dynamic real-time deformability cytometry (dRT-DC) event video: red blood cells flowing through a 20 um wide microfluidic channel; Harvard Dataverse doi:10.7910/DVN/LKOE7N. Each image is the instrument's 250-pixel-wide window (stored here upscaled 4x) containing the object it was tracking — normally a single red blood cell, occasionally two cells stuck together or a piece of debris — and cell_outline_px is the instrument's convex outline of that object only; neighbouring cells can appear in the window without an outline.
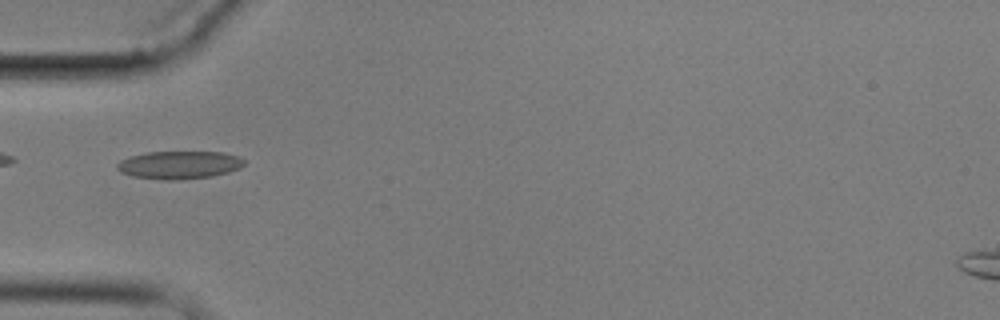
{"species": "common noctule bat (a hibernating species)", "species_latin": "Nyctalus noctula", "temperature_condition": "cold", "stored_images_in_passage": 9, "camera_frame_rate_fps": 3000, "um_per_image_px": 0.085, "animal": {"sex": "male", "body_mass_g": 17.9}, "frame": {"image": 1, "passage_image": 6, "time_ms": 6.0, "image_size_px": [1000, 320], "cell_outline_px": [[244, 164], [240, 168], [228, 172], [212, 176], [172, 180], [168, 180], [132, 176], [120, 172], [116, 168], [116, 164], [120, 160], [132, 156], [148, 152], [224, 152], [240, 156], [244, 160]], "centroid_in_image_um": [15.24, 14.01], "position_along_channel_um": 69.8, "area_um2": 20.58}}
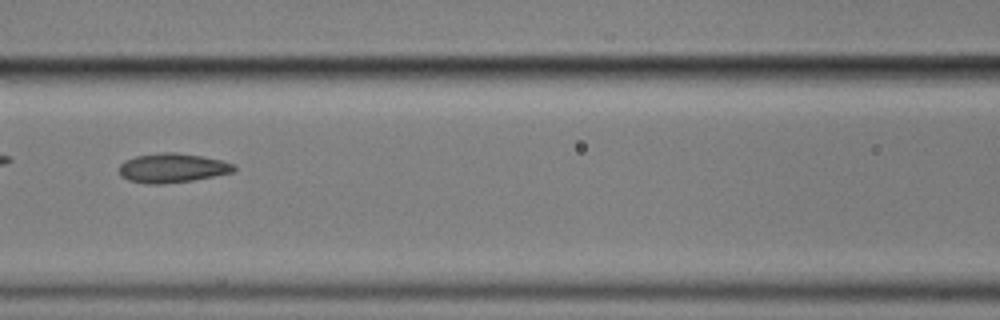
{"frame": {"image": 2, "passage_image": 8, "time_ms": 8.333, "image_size_px": [1000, 320], "cell_outline_px": [[236, 168], [232, 172], [192, 180], [164, 184], [148, 184], [128, 180], [120, 176], [120, 164], [124, 160], [136, 156], [164, 152], [176, 152], [204, 156], [236, 164]], "centroid_in_image_um": [14.64, 14.27], "position_along_channel_um": 152.0, "area_um2": 19.59}}
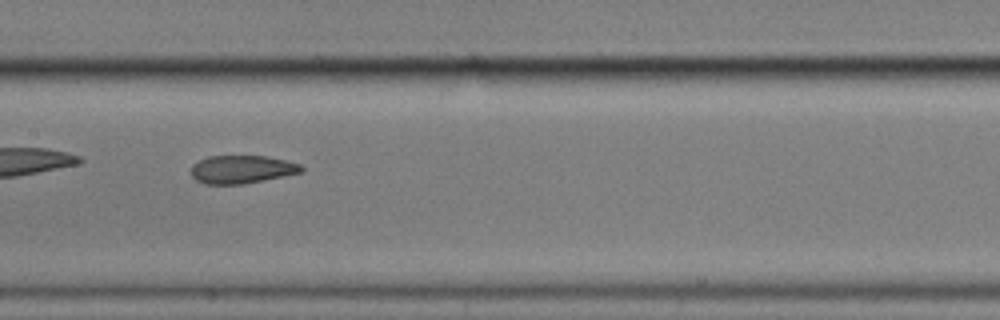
{"frame": {"image": 3, "passage_image": 9, "time_ms": 9.333, "image_size_px": [1000, 320], "cell_outline_px": [[304, 172], [244, 184], [204, 184], [196, 180], [192, 176], [192, 164], [208, 156], [268, 156], [300, 164], [304, 168]], "centroid_in_image_um": [20.57, 14.4], "position_along_channel_um": 186.8, "area_um2": 18.09}}